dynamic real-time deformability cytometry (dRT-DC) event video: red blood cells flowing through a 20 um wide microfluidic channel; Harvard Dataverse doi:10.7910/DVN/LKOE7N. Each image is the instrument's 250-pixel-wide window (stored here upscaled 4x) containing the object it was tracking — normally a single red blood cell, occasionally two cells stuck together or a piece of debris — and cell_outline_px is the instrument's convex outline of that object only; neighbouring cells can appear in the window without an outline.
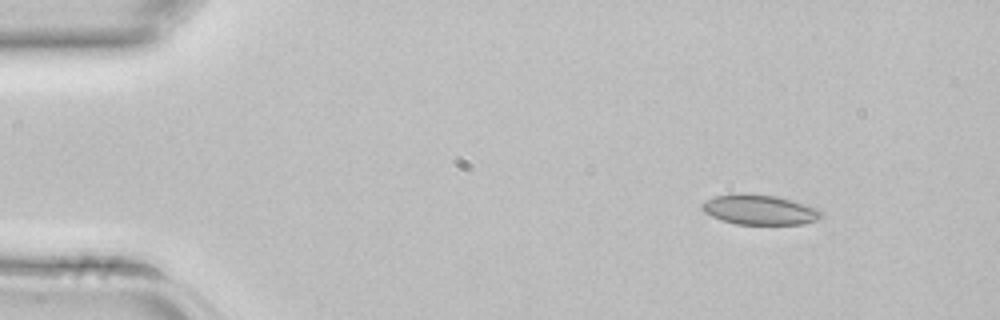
{"species": "common noctule bat (a hibernating species)", "species_latin": "Nyctalus noctula", "temperature_condition": "room temperature", "stored_images_in_passage": 4, "camera_frame_rate_fps": 3000, "um_per_image_px": 0.085, "animal": {"sex": "female", "body_mass_g": 22.7, "forearm_length_mm": 54.2}, "frame": {"image": 1, "passage_image": 1, "time_ms": 0.0, "image_size_px": [1000, 320], "cell_outline_px": [[820, 216], [816, 220], [804, 224], [736, 224], [720, 220], [704, 212], [700, 208], [700, 204], [716, 196], [732, 192], [744, 192], [776, 196], [792, 200], [820, 208]], "centroid_in_image_um": [64.52, 17.81], "position_along_channel_um": 20.5, "area_um2": 21.1}}
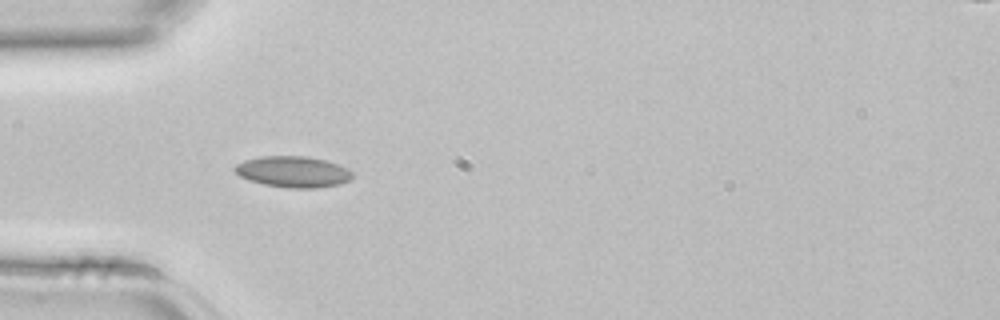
{"frame": {"image": 2, "passage_image": 3, "time_ms": 0.667, "image_size_px": [1000, 320], "cell_outline_px": [[352, 180], [340, 184], [320, 188], [288, 188], [264, 184], [248, 180], [240, 176], [232, 168], [236, 164], [244, 160], [260, 156], [304, 156], [324, 160], [340, 164], [348, 168], [352, 172]], "centroid_in_image_um": [24.93, 14.6], "position_along_channel_um": 60.1, "area_um2": 21.56}}